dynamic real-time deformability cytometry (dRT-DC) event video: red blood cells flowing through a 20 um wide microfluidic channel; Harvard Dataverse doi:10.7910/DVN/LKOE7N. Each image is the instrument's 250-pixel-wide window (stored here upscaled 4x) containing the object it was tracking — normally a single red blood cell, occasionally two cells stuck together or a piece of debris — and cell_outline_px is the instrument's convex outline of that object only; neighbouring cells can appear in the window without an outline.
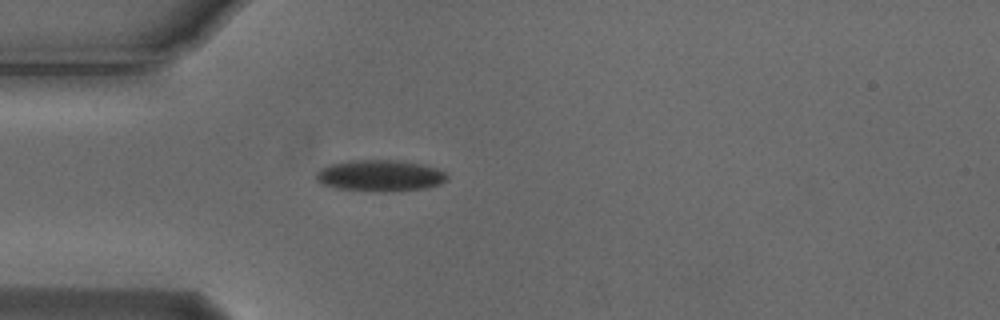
{"species": "Egyptian fruit bat (a non-hibernating species)", "species_latin": "Rousettus aegyptiacus", "temperature_condition": "cold", "stored_images_in_passage": 2, "camera_frame_rate_fps": 3000, "um_per_image_px": 0.085, "animal": {"sex": "male"}, "frame": {"image": 1, "passage_image": 2, "time_ms": 0.333, "image_size_px": [1000, 320], "cell_outline_px": [[448, 180], [440, 184], [428, 188], [384, 192], [376, 192], [336, 188], [320, 184], [316, 180], [316, 172], [320, 168], [332, 164], [352, 160], [404, 160], [424, 164], [436, 168], [444, 172], [448, 176]], "centroid_in_image_um": [32.32, 14.93], "position_along_channel_um": 52.7, "area_um2": 24.33}}